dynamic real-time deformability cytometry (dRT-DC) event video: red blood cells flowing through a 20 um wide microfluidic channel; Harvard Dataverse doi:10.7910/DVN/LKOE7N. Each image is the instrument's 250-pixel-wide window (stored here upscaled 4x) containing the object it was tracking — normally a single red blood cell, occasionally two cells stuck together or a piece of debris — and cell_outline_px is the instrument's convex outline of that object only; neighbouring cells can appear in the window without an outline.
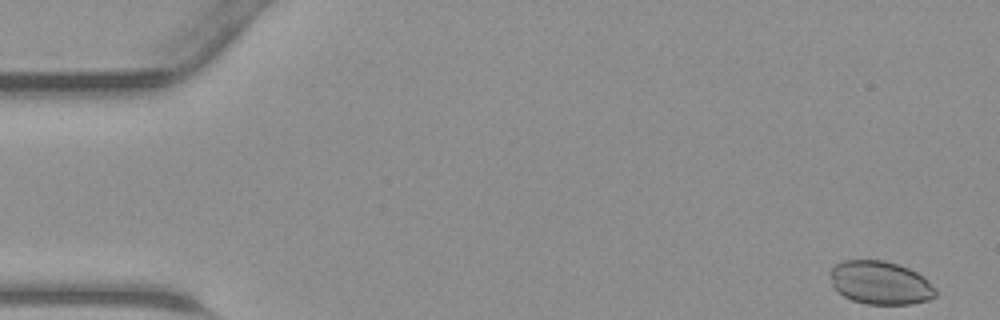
{"species": "common noctule bat (a hibernating species)", "species_latin": "Nyctalus noctula", "temperature_condition": "warm", "stored_images_in_passage": 44, "camera_frame_rate_fps": 3000, "um_per_image_px": 0.085, "animal": {"sex": "male", "body_mass_g": 23.1, "forearm_length_mm": 52.7}, "frame": {"image": 1, "passage_image": 1, "time_ms": 0.0, "image_size_px": [1000, 320], "cell_outline_px": [[936, 296], [928, 300], [912, 304], [868, 304], [852, 300], [836, 292], [832, 284], [828, 272], [836, 264], [844, 260], [884, 260], [908, 268], [924, 276], [936, 288]], "centroid_in_image_um": [74.82, 24.04], "position_along_channel_um": 10.2, "area_um2": 26.82}}
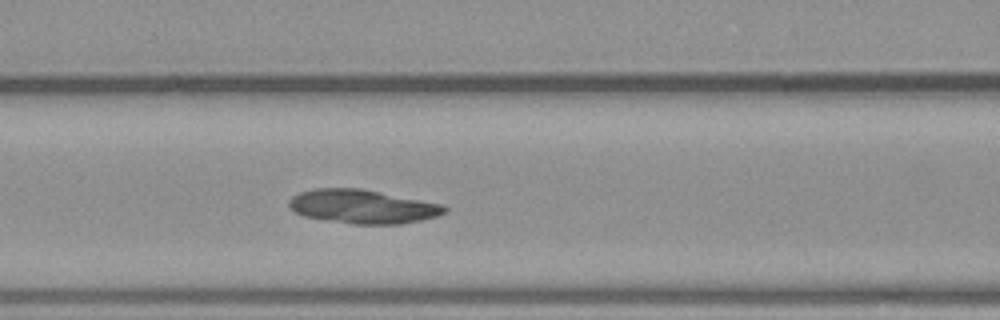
{"frame": {"image": 2, "passage_image": 18, "time_ms": 5.667, "image_size_px": [1000, 320], "cell_outline_px": [[448, 212], [436, 216], [420, 220], [400, 224], [352, 224], [304, 216], [296, 212], [288, 204], [288, 200], [292, 196], [300, 192], [312, 188], [360, 188], [444, 204], [448, 208]], "centroid_in_image_um": [30.84, 17.55], "position_along_channel_um": 135.8, "area_um2": 30.69}}
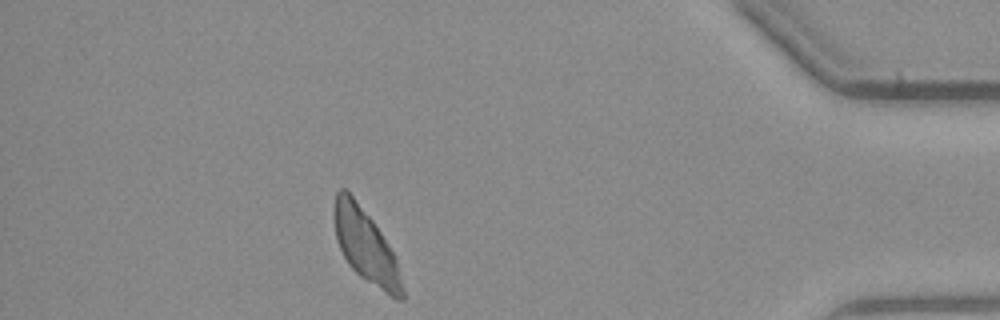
{"frame": {"image": 3, "passage_image": 39, "time_ms": 12.667, "image_size_px": [1000, 320], "cell_outline_px": [[404, 300], [396, 300], [360, 276], [348, 264], [336, 240], [332, 216], [336, 192], [340, 188], [344, 188], [352, 196], [372, 220], [380, 232], [392, 252], [396, 260], [404, 292]], "centroid_in_image_um": [31.05, 20.9], "position_along_channel_um": 404.2, "area_um2": 28.73}}